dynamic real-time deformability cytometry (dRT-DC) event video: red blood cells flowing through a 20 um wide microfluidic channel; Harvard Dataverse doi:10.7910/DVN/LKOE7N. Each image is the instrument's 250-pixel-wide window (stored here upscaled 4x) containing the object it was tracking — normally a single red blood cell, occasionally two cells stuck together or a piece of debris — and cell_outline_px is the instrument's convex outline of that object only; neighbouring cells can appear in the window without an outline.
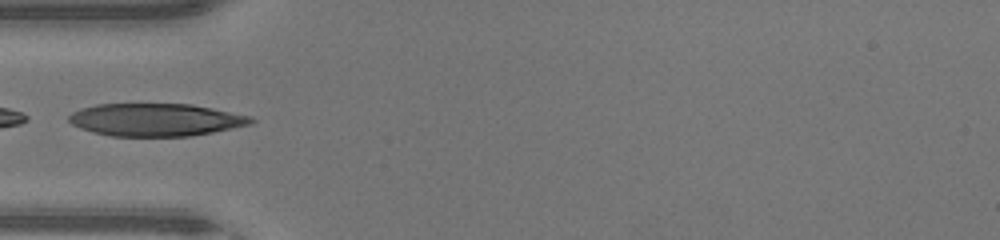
{"species": "human", "species_latin": "Homo sapiens", "temperature_condition": "warm", "stored_images_in_passage": 31, "camera_frame_rate_fps": 3000, "um_per_image_px": 0.085, "donor": {"sex": "male"}, "frame": {"image": 1, "passage_image": 1, "time_ms": 0.0, "image_size_px": [1000, 240], "cell_outline_px": [[256, 120], [252, 124], [212, 132], [188, 136], [112, 136], [92, 132], [80, 128], [72, 124], [68, 120], [68, 116], [72, 112], [80, 108], [96, 104], [192, 104], [252, 116]], "centroid_in_image_um": [13.23, 10.17], "position_along_channel_um": 71.8, "area_um2": 34.74}}
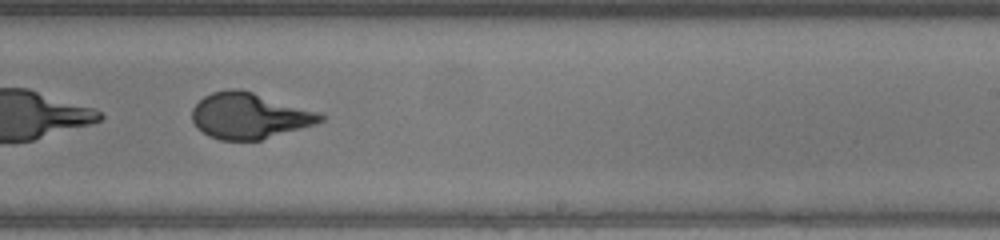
{"frame": {"image": 2, "passage_image": 14, "time_ms": 4.333, "image_size_px": [1000, 240], "cell_outline_px": [[324, 120], [316, 124], [260, 140], [220, 140], [208, 136], [196, 128], [192, 120], [192, 108], [204, 96], [212, 92], [228, 88], [236, 88], [252, 92], [316, 112], [324, 116]], "centroid_in_image_um": [21.12, 9.85], "position_along_channel_um": 267.9, "area_um2": 33.99}}